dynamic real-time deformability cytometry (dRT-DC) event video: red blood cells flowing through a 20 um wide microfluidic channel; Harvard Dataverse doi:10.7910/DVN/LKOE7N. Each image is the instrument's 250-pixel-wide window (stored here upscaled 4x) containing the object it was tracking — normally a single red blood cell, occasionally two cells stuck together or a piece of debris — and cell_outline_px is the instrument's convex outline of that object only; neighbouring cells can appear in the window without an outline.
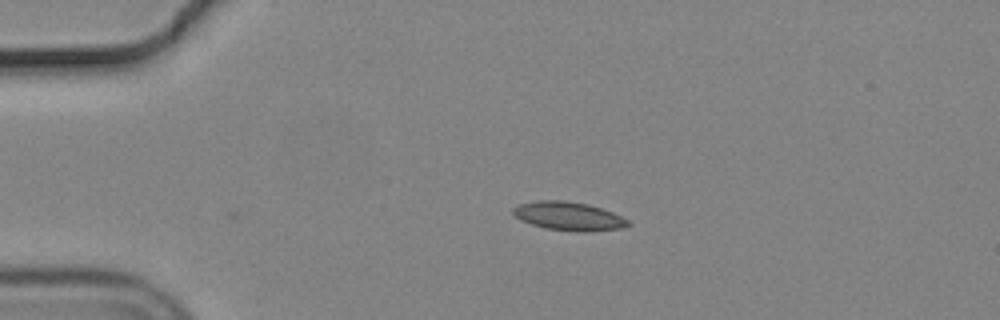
{"species": "common noctule bat (a hibernating species)", "species_latin": "Nyctalus noctula", "temperature_condition": "cold", "stored_images_in_passage": 44, "camera_frame_rate_fps": 3000, "um_per_image_px": 0.085, "animal": {"sex": "male", "body_mass_g": 19.2, "forearm_length_mm": 51.8}, "frame": {"image": 1, "passage_image": 1, "time_ms": 0.0, "image_size_px": [1000, 320], "cell_outline_px": [[632, 224], [620, 228], [584, 232], [548, 228], [532, 224], [516, 216], [512, 212], [512, 208], [520, 204], [540, 200], [564, 200], [588, 204], [612, 212], [628, 220]], "centroid_in_image_um": [48.35, 18.36], "position_along_channel_um": 36.6, "area_um2": 18.73}}
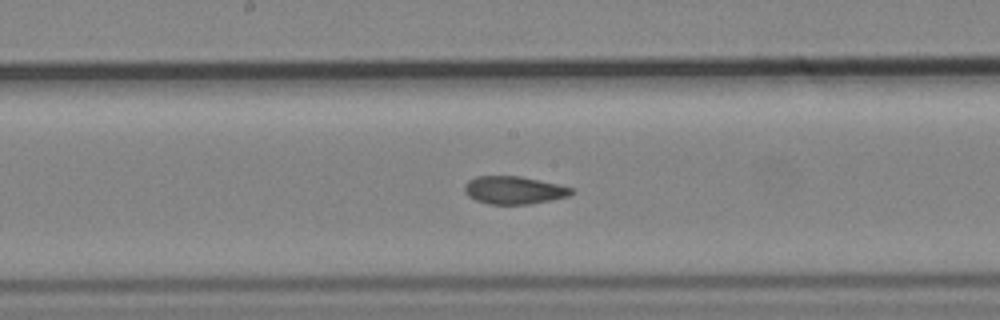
{"frame": {"image": 2, "passage_image": 18, "time_ms": 5.667, "image_size_px": [1000, 320], "cell_outline_px": [[572, 192], [568, 196], [528, 204], [488, 204], [476, 200], [468, 196], [464, 192], [464, 184], [468, 180], [476, 176], [520, 176], [556, 184], [572, 188]], "centroid_in_image_um": [43.6, 16.16], "position_along_channel_um": 204.6, "area_um2": 17.11}}
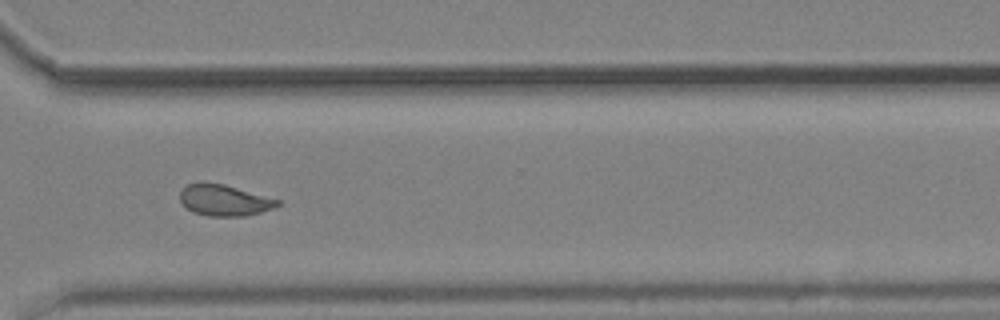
{"frame": {"image": 3, "passage_image": 30, "time_ms": 9.667, "image_size_px": [1000, 320], "cell_outline_px": [[280, 204], [272, 208], [260, 212], [244, 216], [208, 216], [192, 212], [180, 200], [180, 188], [188, 184], [200, 180], [224, 184], [280, 200]], "centroid_in_image_um": [19.01, 16.99], "position_along_channel_um": 351.6, "area_um2": 17.86}, "authors_computed_cell_mechanics": {"area_um2": 17.6001, "velocity_mm_per_s": 3.6782, "shape_relaxation_time_tau1_ms": null, "shape_relaxation_time_tau2_ms": 2.2102, "deformation_change_tau1": null, "deformation_change_tau2": 0.0642}}